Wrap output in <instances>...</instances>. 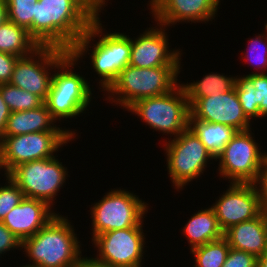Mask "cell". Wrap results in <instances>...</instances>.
Here are the masks:
<instances>
[{
  "mask_svg": "<svg viewBox=\"0 0 267 267\" xmlns=\"http://www.w3.org/2000/svg\"><path fill=\"white\" fill-rule=\"evenodd\" d=\"M100 12L90 0H37L32 38L39 46L70 51Z\"/></svg>",
  "mask_w": 267,
  "mask_h": 267,
  "instance_id": "obj_1",
  "label": "cell"
},
{
  "mask_svg": "<svg viewBox=\"0 0 267 267\" xmlns=\"http://www.w3.org/2000/svg\"><path fill=\"white\" fill-rule=\"evenodd\" d=\"M100 14L91 22L87 32L74 44L69 51L77 61L86 54L90 55L94 72L97 73L99 89L105 92L117 79L119 73L129 65L131 54V38L126 33L114 32L103 33V24ZM98 37V42L94 39ZM90 48V50H89ZM88 52V53H87Z\"/></svg>",
  "mask_w": 267,
  "mask_h": 267,
  "instance_id": "obj_2",
  "label": "cell"
},
{
  "mask_svg": "<svg viewBox=\"0 0 267 267\" xmlns=\"http://www.w3.org/2000/svg\"><path fill=\"white\" fill-rule=\"evenodd\" d=\"M59 213L35 235L22 242L30 263L42 267H77L83 250L74 225Z\"/></svg>",
  "mask_w": 267,
  "mask_h": 267,
  "instance_id": "obj_3",
  "label": "cell"
},
{
  "mask_svg": "<svg viewBox=\"0 0 267 267\" xmlns=\"http://www.w3.org/2000/svg\"><path fill=\"white\" fill-rule=\"evenodd\" d=\"M182 66L137 68L126 66L105 91L106 100L128 109L136 101L164 95L175 89ZM108 94V95H107Z\"/></svg>",
  "mask_w": 267,
  "mask_h": 267,
  "instance_id": "obj_4",
  "label": "cell"
},
{
  "mask_svg": "<svg viewBox=\"0 0 267 267\" xmlns=\"http://www.w3.org/2000/svg\"><path fill=\"white\" fill-rule=\"evenodd\" d=\"M77 62L79 61L69 54L53 71L51 86L44 103L56 121L64 118L72 120L79 114H84L91 102L93 93L90 82L79 72L73 71Z\"/></svg>",
  "mask_w": 267,
  "mask_h": 267,
  "instance_id": "obj_5",
  "label": "cell"
},
{
  "mask_svg": "<svg viewBox=\"0 0 267 267\" xmlns=\"http://www.w3.org/2000/svg\"><path fill=\"white\" fill-rule=\"evenodd\" d=\"M127 111L140 117L153 131L170 138L189 127L190 105L181 84L164 95L140 99Z\"/></svg>",
  "mask_w": 267,
  "mask_h": 267,
  "instance_id": "obj_6",
  "label": "cell"
},
{
  "mask_svg": "<svg viewBox=\"0 0 267 267\" xmlns=\"http://www.w3.org/2000/svg\"><path fill=\"white\" fill-rule=\"evenodd\" d=\"M148 203L126 189H112L90 208L92 240L102 233L143 226Z\"/></svg>",
  "mask_w": 267,
  "mask_h": 267,
  "instance_id": "obj_7",
  "label": "cell"
},
{
  "mask_svg": "<svg viewBox=\"0 0 267 267\" xmlns=\"http://www.w3.org/2000/svg\"><path fill=\"white\" fill-rule=\"evenodd\" d=\"M168 140L163 145L169 172L167 174L170 176L173 188L182 191L184 186L203 175L210 160L216 159L190 127L177 137Z\"/></svg>",
  "mask_w": 267,
  "mask_h": 267,
  "instance_id": "obj_8",
  "label": "cell"
},
{
  "mask_svg": "<svg viewBox=\"0 0 267 267\" xmlns=\"http://www.w3.org/2000/svg\"><path fill=\"white\" fill-rule=\"evenodd\" d=\"M74 139L68 131L3 136L0 139V169L4 171L3 175H8L20 164L52 158L64 144Z\"/></svg>",
  "mask_w": 267,
  "mask_h": 267,
  "instance_id": "obj_9",
  "label": "cell"
},
{
  "mask_svg": "<svg viewBox=\"0 0 267 267\" xmlns=\"http://www.w3.org/2000/svg\"><path fill=\"white\" fill-rule=\"evenodd\" d=\"M251 129L237 131L216 158L218 173L230 183H254L267 159V152H261ZM253 135V136H252ZM218 159V160H217Z\"/></svg>",
  "mask_w": 267,
  "mask_h": 267,
  "instance_id": "obj_10",
  "label": "cell"
},
{
  "mask_svg": "<svg viewBox=\"0 0 267 267\" xmlns=\"http://www.w3.org/2000/svg\"><path fill=\"white\" fill-rule=\"evenodd\" d=\"M8 176L17 184L24 197L45 201L53 207L58 191L66 183L68 171L54 156L20 164Z\"/></svg>",
  "mask_w": 267,
  "mask_h": 267,
  "instance_id": "obj_11",
  "label": "cell"
},
{
  "mask_svg": "<svg viewBox=\"0 0 267 267\" xmlns=\"http://www.w3.org/2000/svg\"><path fill=\"white\" fill-rule=\"evenodd\" d=\"M69 54V51L55 46H39L30 55L17 59L9 83L45 102L51 86L52 70Z\"/></svg>",
  "mask_w": 267,
  "mask_h": 267,
  "instance_id": "obj_12",
  "label": "cell"
},
{
  "mask_svg": "<svg viewBox=\"0 0 267 267\" xmlns=\"http://www.w3.org/2000/svg\"><path fill=\"white\" fill-rule=\"evenodd\" d=\"M144 226L108 231L97 235L92 244L97 248V261L113 267H143L146 247Z\"/></svg>",
  "mask_w": 267,
  "mask_h": 267,
  "instance_id": "obj_13",
  "label": "cell"
},
{
  "mask_svg": "<svg viewBox=\"0 0 267 267\" xmlns=\"http://www.w3.org/2000/svg\"><path fill=\"white\" fill-rule=\"evenodd\" d=\"M187 100L190 105L189 119L220 123L237 131L252 129L251 120L243 111L235 87L229 92Z\"/></svg>",
  "mask_w": 267,
  "mask_h": 267,
  "instance_id": "obj_14",
  "label": "cell"
},
{
  "mask_svg": "<svg viewBox=\"0 0 267 267\" xmlns=\"http://www.w3.org/2000/svg\"><path fill=\"white\" fill-rule=\"evenodd\" d=\"M211 207L223 232L233 225L257 217L263 211L254 183H230Z\"/></svg>",
  "mask_w": 267,
  "mask_h": 267,
  "instance_id": "obj_15",
  "label": "cell"
},
{
  "mask_svg": "<svg viewBox=\"0 0 267 267\" xmlns=\"http://www.w3.org/2000/svg\"><path fill=\"white\" fill-rule=\"evenodd\" d=\"M156 24L158 27H149L139 37L131 38L129 65L137 68L181 65L182 50L169 49L168 28Z\"/></svg>",
  "mask_w": 267,
  "mask_h": 267,
  "instance_id": "obj_16",
  "label": "cell"
},
{
  "mask_svg": "<svg viewBox=\"0 0 267 267\" xmlns=\"http://www.w3.org/2000/svg\"><path fill=\"white\" fill-rule=\"evenodd\" d=\"M153 19L164 26L203 23L216 17L220 0H149Z\"/></svg>",
  "mask_w": 267,
  "mask_h": 267,
  "instance_id": "obj_17",
  "label": "cell"
},
{
  "mask_svg": "<svg viewBox=\"0 0 267 267\" xmlns=\"http://www.w3.org/2000/svg\"><path fill=\"white\" fill-rule=\"evenodd\" d=\"M55 212L45 201L24 197L1 222L23 242L58 214Z\"/></svg>",
  "mask_w": 267,
  "mask_h": 267,
  "instance_id": "obj_18",
  "label": "cell"
},
{
  "mask_svg": "<svg viewBox=\"0 0 267 267\" xmlns=\"http://www.w3.org/2000/svg\"><path fill=\"white\" fill-rule=\"evenodd\" d=\"M229 246L236 250L256 255L264 254L267 240V212L257 217L231 226L224 232Z\"/></svg>",
  "mask_w": 267,
  "mask_h": 267,
  "instance_id": "obj_19",
  "label": "cell"
},
{
  "mask_svg": "<svg viewBox=\"0 0 267 267\" xmlns=\"http://www.w3.org/2000/svg\"><path fill=\"white\" fill-rule=\"evenodd\" d=\"M45 103L38 108L11 112L7 120L4 136H16L34 132L68 131L74 138L76 132L57 126Z\"/></svg>",
  "mask_w": 267,
  "mask_h": 267,
  "instance_id": "obj_20",
  "label": "cell"
},
{
  "mask_svg": "<svg viewBox=\"0 0 267 267\" xmlns=\"http://www.w3.org/2000/svg\"><path fill=\"white\" fill-rule=\"evenodd\" d=\"M182 231L188 240L190 250L224 236L211 206L192 214Z\"/></svg>",
  "mask_w": 267,
  "mask_h": 267,
  "instance_id": "obj_21",
  "label": "cell"
},
{
  "mask_svg": "<svg viewBox=\"0 0 267 267\" xmlns=\"http://www.w3.org/2000/svg\"><path fill=\"white\" fill-rule=\"evenodd\" d=\"M189 127L215 159L218 158L226 144L237 133V130L231 126L196 119H189Z\"/></svg>",
  "mask_w": 267,
  "mask_h": 267,
  "instance_id": "obj_22",
  "label": "cell"
},
{
  "mask_svg": "<svg viewBox=\"0 0 267 267\" xmlns=\"http://www.w3.org/2000/svg\"><path fill=\"white\" fill-rule=\"evenodd\" d=\"M38 47V43L25 28L9 20L0 25V52L25 57Z\"/></svg>",
  "mask_w": 267,
  "mask_h": 267,
  "instance_id": "obj_23",
  "label": "cell"
},
{
  "mask_svg": "<svg viewBox=\"0 0 267 267\" xmlns=\"http://www.w3.org/2000/svg\"><path fill=\"white\" fill-rule=\"evenodd\" d=\"M204 77V78H203ZM201 80L193 83H181L187 98H202L231 91L236 83V76L223 73H208Z\"/></svg>",
  "mask_w": 267,
  "mask_h": 267,
  "instance_id": "obj_24",
  "label": "cell"
},
{
  "mask_svg": "<svg viewBox=\"0 0 267 267\" xmlns=\"http://www.w3.org/2000/svg\"><path fill=\"white\" fill-rule=\"evenodd\" d=\"M230 246L227 239L222 238L192 248L195 257L193 267H222L226 261Z\"/></svg>",
  "mask_w": 267,
  "mask_h": 267,
  "instance_id": "obj_25",
  "label": "cell"
},
{
  "mask_svg": "<svg viewBox=\"0 0 267 267\" xmlns=\"http://www.w3.org/2000/svg\"><path fill=\"white\" fill-rule=\"evenodd\" d=\"M0 92L11 112L35 109L44 103L38 96L10 83L0 84Z\"/></svg>",
  "mask_w": 267,
  "mask_h": 267,
  "instance_id": "obj_26",
  "label": "cell"
},
{
  "mask_svg": "<svg viewBox=\"0 0 267 267\" xmlns=\"http://www.w3.org/2000/svg\"><path fill=\"white\" fill-rule=\"evenodd\" d=\"M235 90L239 102L243 108L245 115L250 119L256 120L259 117V107L255 96V87L253 83L245 76H236Z\"/></svg>",
  "mask_w": 267,
  "mask_h": 267,
  "instance_id": "obj_27",
  "label": "cell"
},
{
  "mask_svg": "<svg viewBox=\"0 0 267 267\" xmlns=\"http://www.w3.org/2000/svg\"><path fill=\"white\" fill-rule=\"evenodd\" d=\"M265 30L264 34H258L248 40L250 44V46H248L249 51L243 52L245 55V62L246 60L247 62H252L251 65L260 70V72H255V74H267V29Z\"/></svg>",
  "mask_w": 267,
  "mask_h": 267,
  "instance_id": "obj_28",
  "label": "cell"
},
{
  "mask_svg": "<svg viewBox=\"0 0 267 267\" xmlns=\"http://www.w3.org/2000/svg\"><path fill=\"white\" fill-rule=\"evenodd\" d=\"M4 176L7 184L0 185V221L24 198L23 192L17 184L8 175Z\"/></svg>",
  "mask_w": 267,
  "mask_h": 267,
  "instance_id": "obj_29",
  "label": "cell"
},
{
  "mask_svg": "<svg viewBox=\"0 0 267 267\" xmlns=\"http://www.w3.org/2000/svg\"><path fill=\"white\" fill-rule=\"evenodd\" d=\"M8 20L25 28L32 37L35 3H7Z\"/></svg>",
  "mask_w": 267,
  "mask_h": 267,
  "instance_id": "obj_30",
  "label": "cell"
},
{
  "mask_svg": "<svg viewBox=\"0 0 267 267\" xmlns=\"http://www.w3.org/2000/svg\"><path fill=\"white\" fill-rule=\"evenodd\" d=\"M246 77L255 87V96L259 107V119L267 117V74H255L251 72Z\"/></svg>",
  "mask_w": 267,
  "mask_h": 267,
  "instance_id": "obj_31",
  "label": "cell"
},
{
  "mask_svg": "<svg viewBox=\"0 0 267 267\" xmlns=\"http://www.w3.org/2000/svg\"><path fill=\"white\" fill-rule=\"evenodd\" d=\"M257 261L256 255L230 247L222 267H257Z\"/></svg>",
  "mask_w": 267,
  "mask_h": 267,
  "instance_id": "obj_32",
  "label": "cell"
},
{
  "mask_svg": "<svg viewBox=\"0 0 267 267\" xmlns=\"http://www.w3.org/2000/svg\"><path fill=\"white\" fill-rule=\"evenodd\" d=\"M14 249L21 250L22 242L0 221V257Z\"/></svg>",
  "mask_w": 267,
  "mask_h": 267,
  "instance_id": "obj_33",
  "label": "cell"
},
{
  "mask_svg": "<svg viewBox=\"0 0 267 267\" xmlns=\"http://www.w3.org/2000/svg\"><path fill=\"white\" fill-rule=\"evenodd\" d=\"M18 58L14 55L0 52V84L10 82Z\"/></svg>",
  "mask_w": 267,
  "mask_h": 267,
  "instance_id": "obj_34",
  "label": "cell"
},
{
  "mask_svg": "<svg viewBox=\"0 0 267 267\" xmlns=\"http://www.w3.org/2000/svg\"><path fill=\"white\" fill-rule=\"evenodd\" d=\"M254 185L258 191L261 208L267 212V159L261 167Z\"/></svg>",
  "mask_w": 267,
  "mask_h": 267,
  "instance_id": "obj_35",
  "label": "cell"
},
{
  "mask_svg": "<svg viewBox=\"0 0 267 267\" xmlns=\"http://www.w3.org/2000/svg\"><path fill=\"white\" fill-rule=\"evenodd\" d=\"M10 113L11 111L9 110L8 105L4 101L0 92V139L4 136L7 120L10 116Z\"/></svg>",
  "mask_w": 267,
  "mask_h": 267,
  "instance_id": "obj_36",
  "label": "cell"
},
{
  "mask_svg": "<svg viewBox=\"0 0 267 267\" xmlns=\"http://www.w3.org/2000/svg\"><path fill=\"white\" fill-rule=\"evenodd\" d=\"M77 267H113V266L99 262L93 257L88 258V257L82 256L80 263Z\"/></svg>",
  "mask_w": 267,
  "mask_h": 267,
  "instance_id": "obj_37",
  "label": "cell"
},
{
  "mask_svg": "<svg viewBox=\"0 0 267 267\" xmlns=\"http://www.w3.org/2000/svg\"><path fill=\"white\" fill-rule=\"evenodd\" d=\"M8 20V7L6 0H0V25Z\"/></svg>",
  "mask_w": 267,
  "mask_h": 267,
  "instance_id": "obj_38",
  "label": "cell"
},
{
  "mask_svg": "<svg viewBox=\"0 0 267 267\" xmlns=\"http://www.w3.org/2000/svg\"><path fill=\"white\" fill-rule=\"evenodd\" d=\"M100 11L103 9L104 7H106L107 5V1L108 0H90Z\"/></svg>",
  "mask_w": 267,
  "mask_h": 267,
  "instance_id": "obj_39",
  "label": "cell"
},
{
  "mask_svg": "<svg viewBox=\"0 0 267 267\" xmlns=\"http://www.w3.org/2000/svg\"><path fill=\"white\" fill-rule=\"evenodd\" d=\"M257 267H267V255H261L258 257Z\"/></svg>",
  "mask_w": 267,
  "mask_h": 267,
  "instance_id": "obj_40",
  "label": "cell"
},
{
  "mask_svg": "<svg viewBox=\"0 0 267 267\" xmlns=\"http://www.w3.org/2000/svg\"><path fill=\"white\" fill-rule=\"evenodd\" d=\"M37 0H6V3H35Z\"/></svg>",
  "mask_w": 267,
  "mask_h": 267,
  "instance_id": "obj_41",
  "label": "cell"
},
{
  "mask_svg": "<svg viewBox=\"0 0 267 267\" xmlns=\"http://www.w3.org/2000/svg\"><path fill=\"white\" fill-rule=\"evenodd\" d=\"M20 267H42L41 265H38V264H26V265H22Z\"/></svg>",
  "mask_w": 267,
  "mask_h": 267,
  "instance_id": "obj_42",
  "label": "cell"
},
{
  "mask_svg": "<svg viewBox=\"0 0 267 267\" xmlns=\"http://www.w3.org/2000/svg\"><path fill=\"white\" fill-rule=\"evenodd\" d=\"M263 255H267V240H266V249Z\"/></svg>",
  "mask_w": 267,
  "mask_h": 267,
  "instance_id": "obj_43",
  "label": "cell"
}]
</instances>
